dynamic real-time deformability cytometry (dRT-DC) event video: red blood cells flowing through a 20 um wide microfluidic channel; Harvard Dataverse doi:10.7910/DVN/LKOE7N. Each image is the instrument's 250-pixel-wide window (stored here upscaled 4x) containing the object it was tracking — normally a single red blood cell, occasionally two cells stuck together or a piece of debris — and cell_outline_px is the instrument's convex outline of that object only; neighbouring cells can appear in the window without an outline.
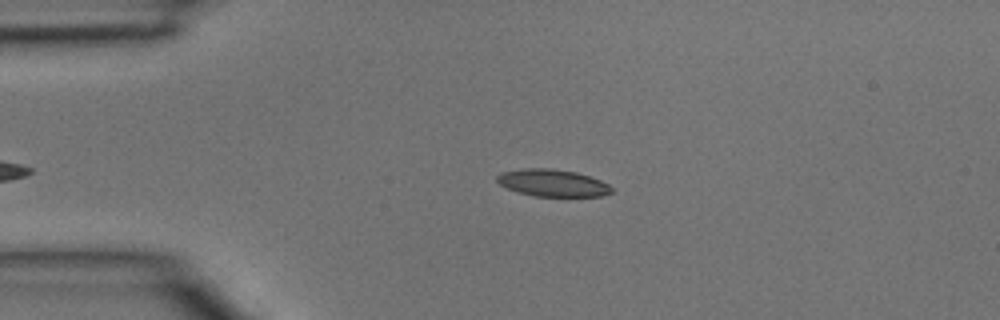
{"species": "common noctule bat (a hibernating species)", "species_latin": "Nyctalus noctula", "temperature_condition": "room temperature", "stored_images_in_passage": 4, "camera_frame_rate_fps": 3000, "um_per_image_px": 0.085, "animal": {"sex": "male", "body_mass_g": 15.6}, "frame": {"image": 1, "passage_image": 2, "time_ms": 0.333, "image_size_px": [1000, 320], "cell_outline_px": [[612, 192], [600, 196], [536, 196], [520, 192], [508, 188], [500, 184], [496, 180], [496, 176], [500, 172], [524, 168], [552, 168], [576, 172], [600, 180], [608, 184], [612, 188]], "centroid_in_image_um": [46.95, 15.53], "position_along_channel_um": 38.0, "area_um2": 17.98}}